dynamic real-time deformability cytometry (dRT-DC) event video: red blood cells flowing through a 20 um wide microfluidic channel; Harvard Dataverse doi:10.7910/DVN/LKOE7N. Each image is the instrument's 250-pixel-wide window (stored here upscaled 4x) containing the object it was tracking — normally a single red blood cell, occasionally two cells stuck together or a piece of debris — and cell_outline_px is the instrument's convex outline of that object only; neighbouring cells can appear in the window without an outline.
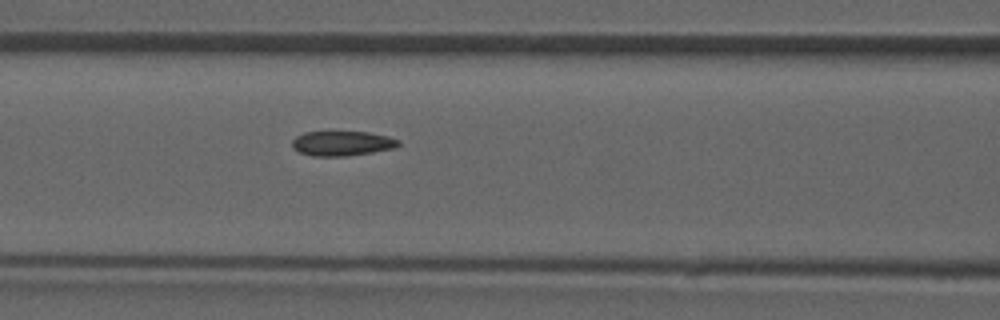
{"species": "common noctule bat (a hibernating species)", "species_latin": "Nyctalus noctula", "temperature_condition": "room temperature", "stored_images_in_passage": 6, "segment_of_instrument_passage": [1, 2], "camera_frame_rate_fps": 3000, "um_per_image_px": 0.085, "animal": {"sex": "male", "forearm_length_mm": 52.5}, "frame": {"image": 1, "passage_image": 5, "time_ms": 5.333, "image_size_px": [1000, 320], "cell_outline_px": [[400, 144], [392, 148], [372, 152], [348, 156], [312, 156], [300, 152], [292, 148], [292, 140], [296, 136], [304, 132], [368, 132], [388, 136], [400, 140]], "centroid_in_image_um": [29.06, 12.19], "position_along_channel_um": 137.5, "area_um2": 15.32}}